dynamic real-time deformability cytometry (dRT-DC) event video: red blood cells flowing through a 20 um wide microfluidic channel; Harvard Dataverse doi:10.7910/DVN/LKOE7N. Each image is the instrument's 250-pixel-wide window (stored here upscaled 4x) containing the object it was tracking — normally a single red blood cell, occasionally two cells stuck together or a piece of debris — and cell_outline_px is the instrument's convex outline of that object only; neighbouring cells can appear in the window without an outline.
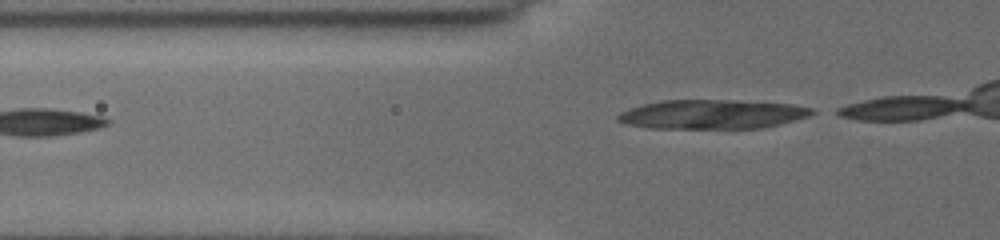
{"species": "common noctule bat (a hibernating species)", "species_latin": "Nyctalus noctula", "temperature_condition": "cold", "stored_images_in_passage": 5, "segment_of_instrument_passage": [2, 2], "camera_frame_rate_fps": 3000, "um_per_image_px": 0.085, "animal": {"sex": "female", "body_mass_g": 19.5, "forearm_length_mm": 54.1}, "frame": {"image": 1, "passage_image": 5, "time_ms": 3.333, "image_size_px": [1000, 240], "cell_outline_px": [[816, 112], [808, 116], [780, 124], [760, 128], [652, 128], [628, 124], [616, 120], [616, 116], [620, 112], [644, 104], [660, 100], [732, 100], [792, 104], [812, 108]], "centroid_in_image_um": [60.54, 9.71], "position_along_channel_um": 65.3, "area_um2": 32.83}}